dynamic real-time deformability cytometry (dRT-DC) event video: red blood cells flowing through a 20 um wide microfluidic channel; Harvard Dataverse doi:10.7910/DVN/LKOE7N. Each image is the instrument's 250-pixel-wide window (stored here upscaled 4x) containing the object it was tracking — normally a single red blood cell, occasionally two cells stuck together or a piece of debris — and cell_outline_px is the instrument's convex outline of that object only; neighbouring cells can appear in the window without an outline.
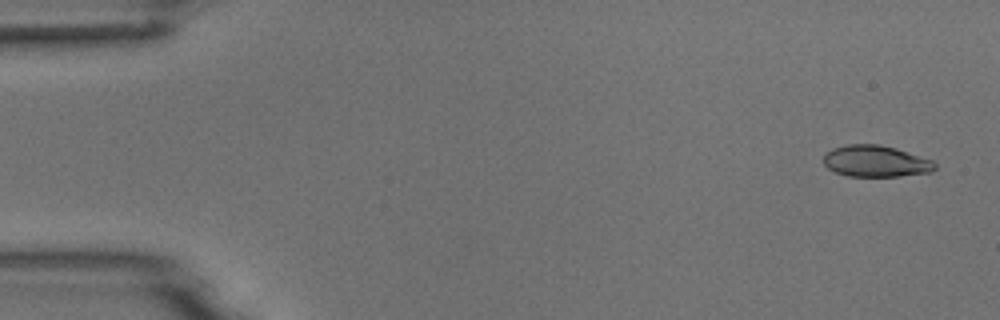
{"species": "common noctule bat (a hibernating species)", "species_latin": "Nyctalus noctula", "temperature_condition": "room temperature", "stored_images_in_passage": 4, "camera_frame_rate_fps": 3000, "um_per_image_px": 0.085, "animal": {"sex": "male", "body_mass_g": 18.8}, "frame": {"image": 1, "passage_image": 1, "time_ms": 0.0, "image_size_px": [1000, 320], "cell_outline_px": [[936, 168], [932, 172], [900, 176], [848, 176], [836, 172], [828, 168], [824, 164], [824, 156], [832, 148], [848, 144], [880, 144], [896, 148], [932, 160], [936, 164]], "centroid_in_image_um": [74.45, 13.7], "position_along_channel_um": 10.5, "area_um2": 20.4}}
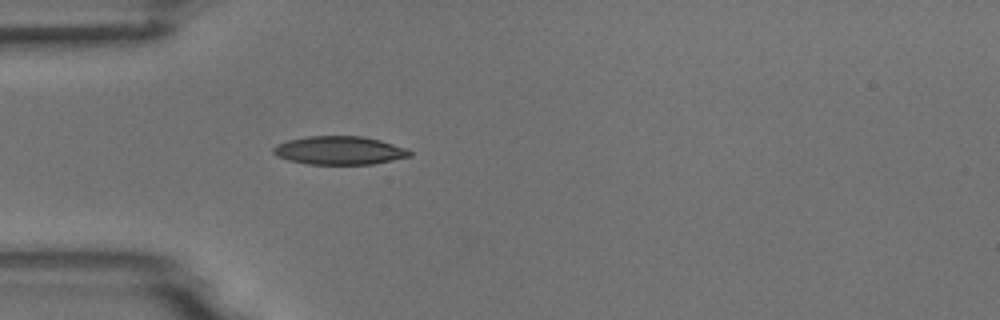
{"frame": {"image": 2, "passage_image": 4, "time_ms": 4.333, "image_size_px": [1000, 320], "cell_outline_px": [[412, 156], [372, 164], [308, 164], [288, 160], [276, 156], [272, 152], [272, 148], [276, 144], [288, 140], [308, 136], [364, 136], [380, 140], [408, 148], [412, 152]], "centroid_in_image_um": [28.85, 12.78], "position_along_channel_um": 56.1, "area_um2": 22.72}}